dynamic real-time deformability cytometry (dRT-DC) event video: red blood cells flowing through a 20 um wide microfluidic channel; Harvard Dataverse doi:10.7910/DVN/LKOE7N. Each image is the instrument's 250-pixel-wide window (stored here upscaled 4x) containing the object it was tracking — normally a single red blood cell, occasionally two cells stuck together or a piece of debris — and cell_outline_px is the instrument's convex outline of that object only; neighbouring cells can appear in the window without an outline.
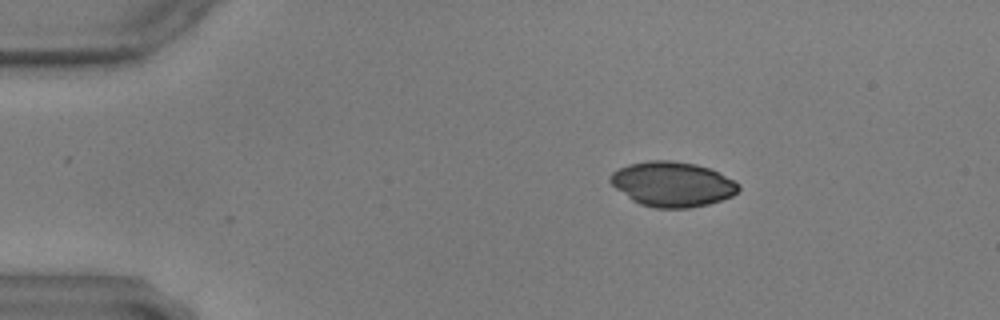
{"species": "common noctule bat (a hibernating species)", "species_latin": "Nyctalus noctula", "temperature_condition": "warm", "stored_images_in_passage": 36, "camera_frame_rate_fps": 3000, "um_per_image_px": 0.085, "animal": {"sex": "male", "body_mass_g": 17.9, "forearm_length_mm": 54.2}, "frame": {"image": 1, "passage_image": 1, "time_ms": 0.0, "image_size_px": [1000, 320], "cell_outline_px": [[740, 188], [732, 196], [708, 204], [688, 208], [656, 208], [640, 204], [632, 200], [616, 188], [608, 180], [608, 176], [612, 172], [628, 164], [648, 160], [672, 160], [696, 164], [708, 168], [740, 184]], "centroid_in_image_um": [57.11, 15.65], "position_along_channel_um": 27.9, "area_um2": 33.41}}